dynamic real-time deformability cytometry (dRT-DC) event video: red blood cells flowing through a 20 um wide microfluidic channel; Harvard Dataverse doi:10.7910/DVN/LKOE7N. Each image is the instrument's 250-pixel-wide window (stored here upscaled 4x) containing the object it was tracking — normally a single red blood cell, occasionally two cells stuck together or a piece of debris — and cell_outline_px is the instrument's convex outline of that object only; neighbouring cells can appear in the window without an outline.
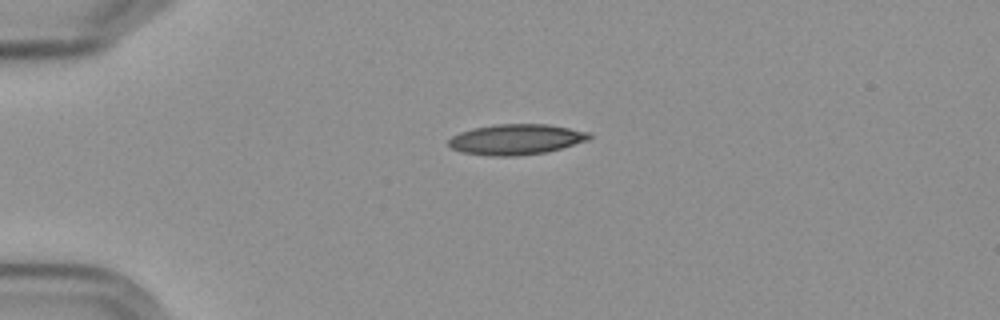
{"species": "Egyptian fruit bat (a non-hibernating species)", "species_latin": "Rousettus aegyptiacus", "temperature_condition": "cold", "stored_images_in_passage": 44, "camera_frame_rate_fps": 3000, "um_per_image_px": 0.085, "frame": {"image": 1, "passage_image": 1, "time_ms": 0.0, "image_size_px": [1000, 320], "cell_outline_px": [[592, 136], [588, 140], [548, 152], [516, 156], [488, 156], [460, 152], [452, 148], [448, 144], [448, 140], [452, 136], [460, 132], [472, 128], [496, 124], [548, 124], [592, 132]], "centroid_in_image_um": [43.87, 11.85], "position_along_channel_um": 41.1, "area_um2": 25.26}}
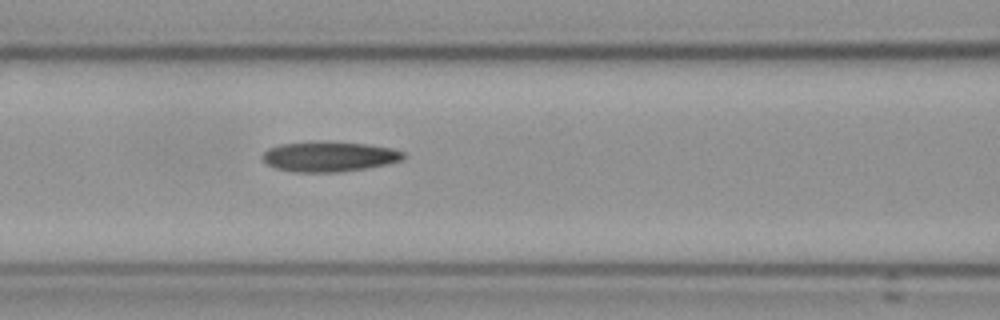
{"frame": {"image": 2, "passage_image": 12, "time_ms": 3.667, "image_size_px": [1000, 320], "cell_outline_px": [[408, 156], [400, 160], [384, 164], [364, 168], [340, 172], [296, 172], [276, 168], [264, 164], [260, 156], [268, 148], [280, 144], [368, 144], [392, 148], [404, 152]], "centroid_in_image_um": [27.95, 13.35], "position_along_channel_um": 138.6, "area_um2": 23.81}}
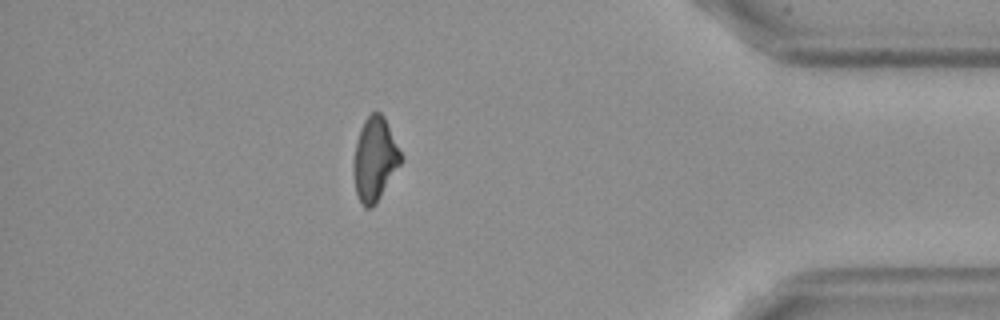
{"frame": {"image": 3, "passage_image": 37, "time_ms": 12.0, "image_size_px": [1000, 320], "cell_outline_px": [[404, 160], [372, 208], [364, 208], [360, 204], [356, 196], [352, 172], [352, 164], [356, 140], [360, 128], [364, 120], [372, 112], [380, 112], [384, 116], [404, 156]], "centroid_in_image_um": [31.85, 13.54], "position_along_channel_um": 403.4, "area_um2": 23.64}, "authors_computed_cell_mechanics": {"area_um2": 24.0159, "velocity_mm_per_s": 3.6032, "shape_relaxation_time_tau1_ms": null, "shape_relaxation_time_tau2_ms": 7.6827, "deformation_change_tau1": null, "deformation_change_tau2": 0.1798}}